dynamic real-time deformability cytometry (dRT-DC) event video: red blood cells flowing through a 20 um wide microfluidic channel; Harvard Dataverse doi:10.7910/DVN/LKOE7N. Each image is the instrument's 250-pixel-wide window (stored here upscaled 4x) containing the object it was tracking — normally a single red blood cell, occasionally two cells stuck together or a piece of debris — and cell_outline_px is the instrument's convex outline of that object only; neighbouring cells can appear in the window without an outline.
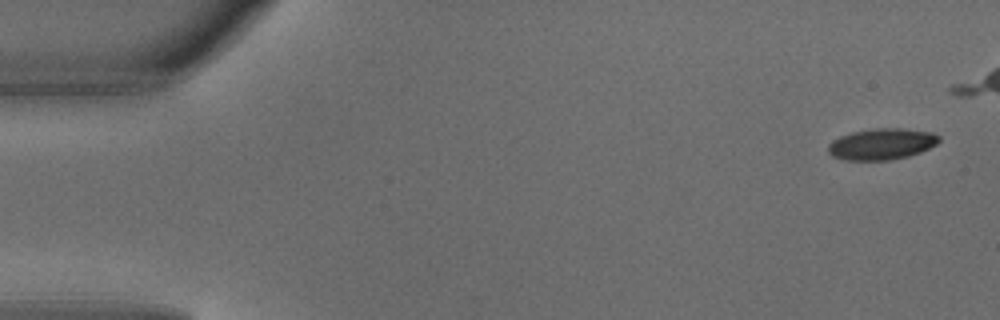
{"species": "common noctule bat (a hibernating species)", "species_latin": "Nyctalus noctula", "temperature_condition": "warm", "stored_images_in_passage": 7, "camera_frame_rate_fps": 3000, "um_per_image_px": 0.085, "animal": {"sex": "male", "body_mass_g": 18.8}, "frame": {"image": 1, "passage_image": 1, "time_ms": 0.0, "image_size_px": [1000, 320], "cell_outline_px": [[940, 140], [936, 144], [920, 152], [908, 156], [888, 160], [844, 160], [832, 156], [828, 152], [828, 144], [832, 140], [840, 136], [852, 132], [872, 128], [900, 128], [932, 132], [940, 136]], "centroid_in_image_um": [74.92, 12.24], "position_along_channel_um": 10.1, "area_um2": 20.23}}